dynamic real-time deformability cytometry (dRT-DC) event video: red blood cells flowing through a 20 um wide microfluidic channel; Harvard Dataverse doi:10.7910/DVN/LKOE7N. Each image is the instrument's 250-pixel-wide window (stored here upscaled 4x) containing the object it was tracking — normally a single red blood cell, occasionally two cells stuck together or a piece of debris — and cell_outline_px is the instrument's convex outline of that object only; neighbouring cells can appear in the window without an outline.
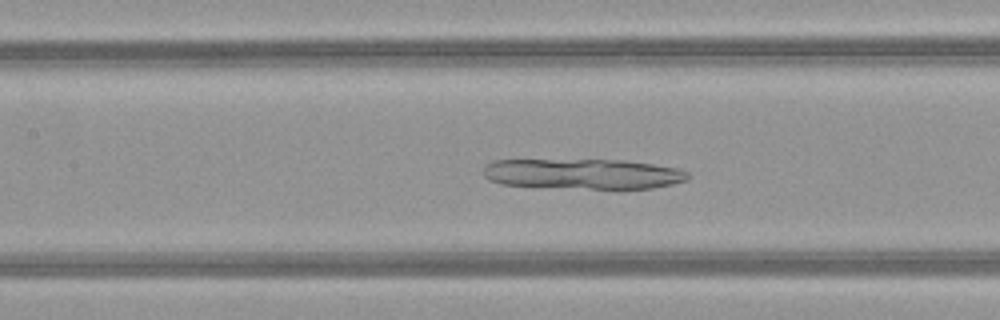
{"species": "common noctule bat (a hibernating species)", "species_latin": "Nyctalus noctula", "temperature_condition": "warm", "stored_images_in_passage": 50, "camera_frame_rate_fps": 3000, "um_per_image_px": 0.085, "animal": {"sex": "female", "body_mass_g": 21.9}, "frame": {"image": 1, "passage_image": 23, "time_ms": 7.333, "image_size_px": [1000, 320], "cell_outline_px": [[688, 180], [672, 184], [652, 188], [620, 192], [616, 192], [500, 184], [488, 180], [484, 176], [484, 164], [492, 160], [624, 160], [680, 168], [688, 172]], "centroid_in_image_um": [49.61, 14.83], "position_along_channel_um": 157.8, "area_um2": 37.74}}
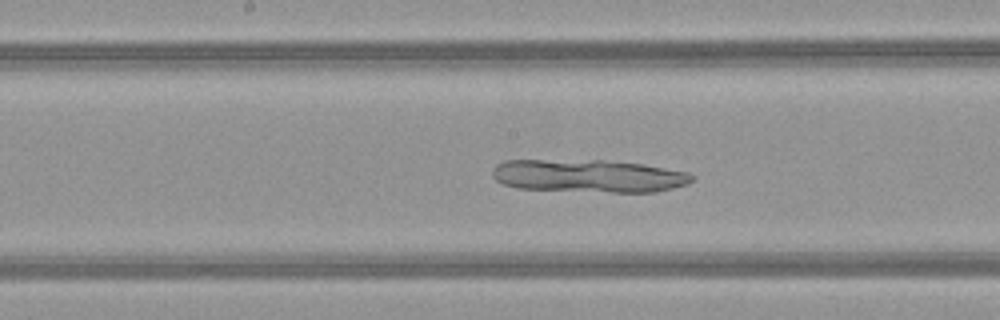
{"frame": {"image": 2, "passage_image": 26, "time_ms": 8.333, "image_size_px": [1000, 320], "cell_outline_px": [[696, 176], [688, 184], [656, 192], [612, 192], [516, 188], [504, 184], [496, 180], [492, 176], [492, 168], [496, 164], [504, 160], [604, 160], [644, 164], [688, 172]], "centroid_in_image_um": [50.03, 14.95], "position_along_channel_um": 198.2, "area_um2": 38.44}}